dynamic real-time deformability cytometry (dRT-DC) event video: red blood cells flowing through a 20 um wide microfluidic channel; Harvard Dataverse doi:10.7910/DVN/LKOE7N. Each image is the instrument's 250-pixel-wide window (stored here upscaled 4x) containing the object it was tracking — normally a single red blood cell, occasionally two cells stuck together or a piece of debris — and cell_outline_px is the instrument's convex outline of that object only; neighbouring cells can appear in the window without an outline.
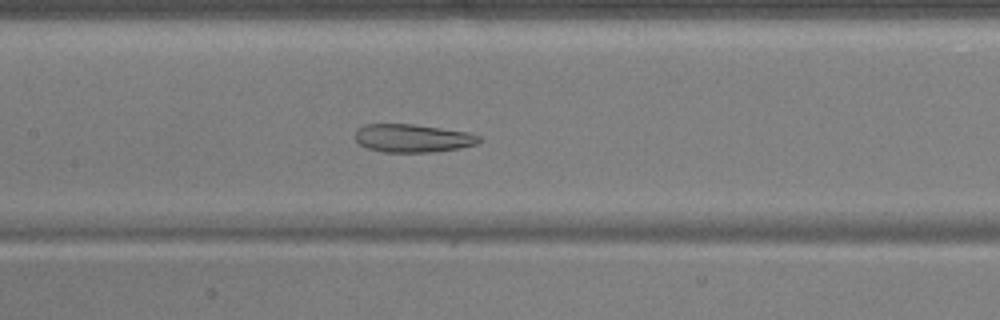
{"species": "common noctule bat (a hibernating species)", "species_latin": "Nyctalus noctula", "temperature_condition": "warm", "stored_images_in_passage": 40, "camera_frame_rate_fps": 3000, "um_per_image_px": 0.085, "animal": {"sex": "male", "body_mass_g": 17.9, "forearm_length_mm": 54.2}, "frame": {"image": 1, "passage_image": 11, "time_ms": 3.333, "image_size_px": [1000, 320], "cell_outline_px": [[484, 140], [476, 144], [460, 148], [432, 152], [384, 152], [368, 148], [360, 144], [356, 140], [356, 128], [364, 124], [416, 124], [468, 132], [480, 136]], "centroid_in_image_um": [35.1, 11.74], "position_along_channel_um": 172.3, "area_um2": 20.46}}
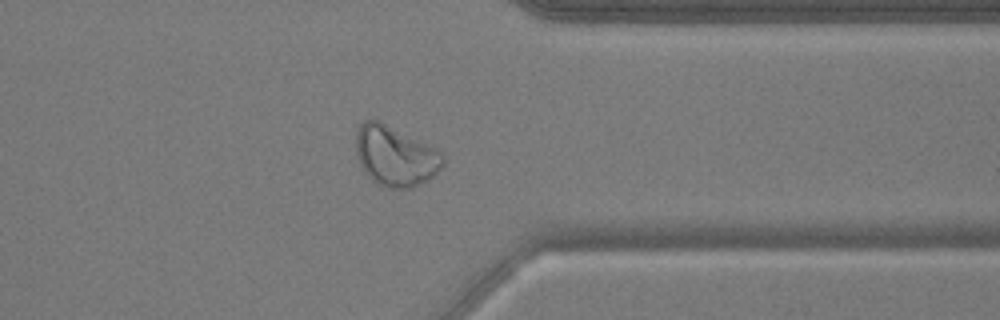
{"frame": {"image": 2, "passage_image": 28, "time_ms": 9.0, "image_size_px": [1000, 320], "cell_outline_px": [[444, 164], [428, 180], [412, 188], [388, 188], [376, 184], [368, 176], [360, 164], [356, 152], [356, 132], [360, 124], [364, 120], [380, 120], [436, 148], [444, 156]], "centroid_in_image_um": [33.59, 13.25], "position_along_channel_um": 377.8, "area_um2": 30.58}}
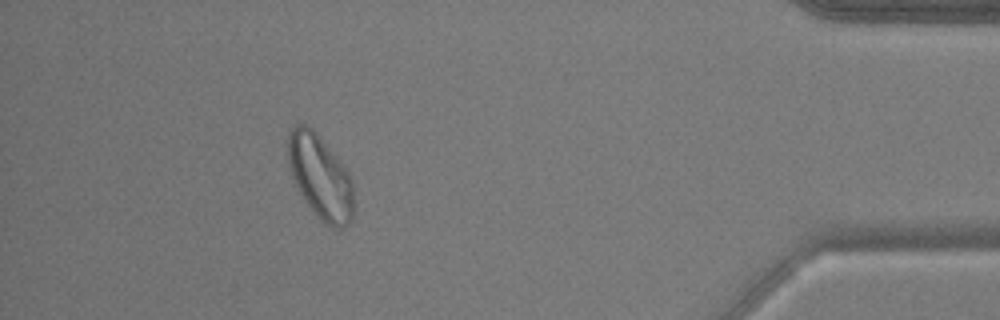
{"frame": {"image": 3, "passage_image": 34, "time_ms": 11.0, "image_size_px": [1000, 320], "cell_outline_px": [[356, 204], [352, 220], [344, 228], [332, 228], [324, 224], [316, 216], [304, 200], [292, 176], [288, 164], [288, 132], [296, 124], [304, 124], [312, 128], [316, 132], [344, 164], [352, 180]], "centroid_in_image_um": [27.27, 15.08], "position_along_channel_um": 407.9, "area_um2": 32.83}, "authors_computed_cell_mechanics": {"area_um2": 24.8829, "velocity_mm_per_s": 3.7126, "shape_relaxation_time_tau1_ms": null, "shape_relaxation_time_tau2_ms": 1.5669, "deformation_change_tau1": null, "deformation_change_tau2": 0.0783}}